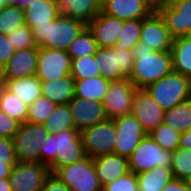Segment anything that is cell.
Instances as JSON below:
<instances>
[{"label": "cell", "mask_w": 191, "mask_h": 191, "mask_svg": "<svg viewBox=\"0 0 191 191\" xmlns=\"http://www.w3.org/2000/svg\"><path fill=\"white\" fill-rule=\"evenodd\" d=\"M134 64L127 77L138 89H145L173 72L170 51H155L150 45L139 41L132 50Z\"/></svg>", "instance_id": "cell-1"}, {"label": "cell", "mask_w": 191, "mask_h": 191, "mask_svg": "<svg viewBox=\"0 0 191 191\" xmlns=\"http://www.w3.org/2000/svg\"><path fill=\"white\" fill-rule=\"evenodd\" d=\"M80 132L70 128L56 134H49L40 148V163L46 164L50 172L75 163L86 157Z\"/></svg>", "instance_id": "cell-2"}, {"label": "cell", "mask_w": 191, "mask_h": 191, "mask_svg": "<svg viewBox=\"0 0 191 191\" xmlns=\"http://www.w3.org/2000/svg\"><path fill=\"white\" fill-rule=\"evenodd\" d=\"M87 27L77 19L58 15L50 24L36 25L32 29L36 45L67 51L75 38Z\"/></svg>", "instance_id": "cell-3"}, {"label": "cell", "mask_w": 191, "mask_h": 191, "mask_svg": "<svg viewBox=\"0 0 191 191\" xmlns=\"http://www.w3.org/2000/svg\"><path fill=\"white\" fill-rule=\"evenodd\" d=\"M165 111L191 98V78L172 72L145 88Z\"/></svg>", "instance_id": "cell-4"}, {"label": "cell", "mask_w": 191, "mask_h": 191, "mask_svg": "<svg viewBox=\"0 0 191 191\" xmlns=\"http://www.w3.org/2000/svg\"><path fill=\"white\" fill-rule=\"evenodd\" d=\"M54 173L71 191H103L93 159L89 156L75 163L64 165Z\"/></svg>", "instance_id": "cell-5"}, {"label": "cell", "mask_w": 191, "mask_h": 191, "mask_svg": "<svg viewBox=\"0 0 191 191\" xmlns=\"http://www.w3.org/2000/svg\"><path fill=\"white\" fill-rule=\"evenodd\" d=\"M95 62L100 68L101 75L110 81H119L127 78L134 64L132 50L118 47H98Z\"/></svg>", "instance_id": "cell-6"}, {"label": "cell", "mask_w": 191, "mask_h": 191, "mask_svg": "<svg viewBox=\"0 0 191 191\" xmlns=\"http://www.w3.org/2000/svg\"><path fill=\"white\" fill-rule=\"evenodd\" d=\"M48 131L43 124L24 122L13 137L18 162H40V148Z\"/></svg>", "instance_id": "cell-7"}, {"label": "cell", "mask_w": 191, "mask_h": 191, "mask_svg": "<svg viewBox=\"0 0 191 191\" xmlns=\"http://www.w3.org/2000/svg\"><path fill=\"white\" fill-rule=\"evenodd\" d=\"M129 170L135 174L153 170L156 166L170 167L172 152L162 149L148 134L128 158Z\"/></svg>", "instance_id": "cell-8"}, {"label": "cell", "mask_w": 191, "mask_h": 191, "mask_svg": "<svg viewBox=\"0 0 191 191\" xmlns=\"http://www.w3.org/2000/svg\"><path fill=\"white\" fill-rule=\"evenodd\" d=\"M86 155L92 159L113 153L116 128L113 119H106L80 132Z\"/></svg>", "instance_id": "cell-9"}, {"label": "cell", "mask_w": 191, "mask_h": 191, "mask_svg": "<svg viewBox=\"0 0 191 191\" xmlns=\"http://www.w3.org/2000/svg\"><path fill=\"white\" fill-rule=\"evenodd\" d=\"M138 88L128 79L111 81L102 102L106 116L114 119L132 113V106Z\"/></svg>", "instance_id": "cell-10"}, {"label": "cell", "mask_w": 191, "mask_h": 191, "mask_svg": "<svg viewBox=\"0 0 191 191\" xmlns=\"http://www.w3.org/2000/svg\"><path fill=\"white\" fill-rule=\"evenodd\" d=\"M113 122L116 128L113 153L128 159L147 133L132 113L116 117Z\"/></svg>", "instance_id": "cell-11"}, {"label": "cell", "mask_w": 191, "mask_h": 191, "mask_svg": "<svg viewBox=\"0 0 191 191\" xmlns=\"http://www.w3.org/2000/svg\"><path fill=\"white\" fill-rule=\"evenodd\" d=\"M71 57L65 50L38 47L36 76L51 81L71 75Z\"/></svg>", "instance_id": "cell-12"}, {"label": "cell", "mask_w": 191, "mask_h": 191, "mask_svg": "<svg viewBox=\"0 0 191 191\" xmlns=\"http://www.w3.org/2000/svg\"><path fill=\"white\" fill-rule=\"evenodd\" d=\"M49 167L40 162H17L8 177L13 191H40Z\"/></svg>", "instance_id": "cell-13"}, {"label": "cell", "mask_w": 191, "mask_h": 191, "mask_svg": "<svg viewBox=\"0 0 191 191\" xmlns=\"http://www.w3.org/2000/svg\"><path fill=\"white\" fill-rule=\"evenodd\" d=\"M173 38L191 32V0H176L158 10Z\"/></svg>", "instance_id": "cell-14"}, {"label": "cell", "mask_w": 191, "mask_h": 191, "mask_svg": "<svg viewBox=\"0 0 191 191\" xmlns=\"http://www.w3.org/2000/svg\"><path fill=\"white\" fill-rule=\"evenodd\" d=\"M140 41L150 45L155 51H170L173 37L158 11H153L142 19Z\"/></svg>", "instance_id": "cell-15"}, {"label": "cell", "mask_w": 191, "mask_h": 191, "mask_svg": "<svg viewBox=\"0 0 191 191\" xmlns=\"http://www.w3.org/2000/svg\"><path fill=\"white\" fill-rule=\"evenodd\" d=\"M164 110L145 89H138L132 106V114L148 134L163 123Z\"/></svg>", "instance_id": "cell-16"}, {"label": "cell", "mask_w": 191, "mask_h": 191, "mask_svg": "<svg viewBox=\"0 0 191 191\" xmlns=\"http://www.w3.org/2000/svg\"><path fill=\"white\" fill-rule=\"evenodd\" d=\"M68 104L72 113L74 128L79 132L108 119L101 102L74 97Z\"/></svg>", "instance_id": "cell-17"}, {"label": "cell", "mask_w": 191, "mask_h": 191, "mask_svg": "<svg viewBox=\"0 0 191 191\" xmlns=\"http://www.w3.org/2000/svg\"><path fill=\"white\" fill-rule=\"evenodd\" d=\"M38 47L15 50L2 68L3 82L7 79L27 77L36 74Z\"/></svg>", "instance_id": "cell-18"}, {"label": "cell", "mask_w": 191, "mask_h": 191, "mask_svg": "<svg viewBox=\"0 0 191 191\" xmlns=\"http://www.w3.org/2000/svg\"><path fill=\"white\" fill-rule=\"evenodd\" d=\"M123 25V20L100 11L87 26L93 32L98 47L113 48L116 46Z\"/></svg>", "instance_id": "cell-19"}, {"label": "cell", "mask_w": 191, "mask_h": 191, "mask_svg": "<svg viewBox=\"0 0 191 191\" xmlns=\"http://www.w3.org/2000/svg\"><path fill=\"white\" fill-rule=\"evenodd\" d=\"M154 10L143 0H106L101 7L105 15L119 18L123 21L143 19Z\"/></svg>", "instance_id": "cell-20"}, {"label": "cell", "mask_w": 191, "mask_h": 191, "mask_svg": "<svg viewBox=\"0 0 191 191\" xmlns=\"http://www.w3.org/2000/svg\"><path fill=\"white\" fill-rule=\"evenodd\" d=\"M93 164L102 186L130 172L128 159L114 153L94 158Z\"/></svg>", "instance_id": "cell-21"}, {"label": "cell", "mask_w": 191, "mask_h": 191, "mask_svg": "<svg viewBox=\"0 0 191 191\" xmlns=\"http://www.w3.org/2000/svg\"><path fill=\"white\" fill-rule=\"evenodd\" d=\"M59 15L84 22L86 25L101 11L94 0H56Z\"/></svg>", "instance_id": "cell-22"}, {"label": "cell", "mask_w": 191, "mask_h": 191, "mask_svg": "<svg viewBox=\"0 0 191 191\" xmlns=\"http://www.w3.org/2000/svg\"><path fill=\"white\" fill-rule=\"evenodd\" d=\"M23 9L25 24L31 29L36 25L50 24L59 15L56 0H33Z\"/></svg>", "instance_id": "cell-23"}, {"label": "cell", "mask_w": 191, "mask_h": 191, "mask_svg": "<svg viewBox=\"0 0 191 191\" xmlns=\"http://www.w3.org/2000/svg\"><path fill=\"white\" fill-rule=\"evenodd\" d=\"M3 85L28 106L42 95V81L36 75L7 79Z\"/></svg>", "instance_id": "cell-24"}, {"label": "cell", "mask_w": 191, "mask_h": 191, "mask_svg": "<svg viewBox=\"0 0 191 191\" xmlns=\"http://www.w3.org/2000/svg\"><path fill=\"white\" fill-rule=\"evenodd\" d=\"M75 80L69 76L51 81H42V95L49 98L55 104H67L74 97Z\"/></svg>", "instance_id": "cell-25"}, {"label": "cell", "mask_w": 191, "mask_h": 191, "mask_svg": "<svg viewBox=\"0 0 191 191\" xmlns=\"http://www.w3.org/2000/svg\"><path fill=\"white\" fill-rule=\"evenodd\" d=\"M110 82V80L105 79L102 75L75 80V97L102 103L107 94Z\"/></svg>", "instance_id": "cell-26"}, {"label": "cell", "mask_w": 191, "mask_h": 191, "mask_svg": "<svg viewBox=\"0 0 191 191\" xmlns=\"http://www.w3.org/2000/svg\"><path fill=\"white\" fill-rule=\"evenodd\" d=\"M136 175L139 191H162L174 179L172 169L164 166H156Z\"/></svg>", "instance_id": "cell-27"}, {"label": "cell", "mask_w": 191, "mask_h": 191, "mask_svg": "<svg viewBox=\"0 0 191 191\" xmlns=\"http://www.w3.org/2000/svg\"><path fill=\"white\" fill-rule=\"evenodd\" d=\"M170 52L173 71L191 78V40L186 36L173 38Z\"/></svg>", "instance_id": "cell-28"}, {"label": "cell", "mask_w": 191, "mask_h": 191, "mask_svg": "<svg viewBox=\"0 0 191 191\" xmlns=\"http://www.w3.org/2000/svg\"><path fill=\"white\" fill-rule=\"evenodd\" d=\"M28 105L10 92L3 84L0 85V110L20 124L26 122Z\"/></svg>", "instance_id": "cell-29"}, {"label": "cell", "mask_w": 191, "mask_h": 191, "mask_svg": "<svg viewBox=\"0 0 191 191\" xmlns=\"http://www.w3.org/2000/svg\"><path fill=\"white\" fill-rule=\"evenodd\" d=\"M163 124L170 126L179 132L191 129V99L165 110L163 113Z\"/></svg>", "instance_id": "cell-30"}, {"label": "cell", "mask_w": 191, "mask_h": 191, "mask_svg": "<svg viewBox=\"0 0 191 191\" xmlns=\"http://www.w3.org/2000/svg\"><path fill=\"white\" fill-rule=\"evenodd\" d=\"M43 125L49 134H56L74 128V121L69 104L56 105L54 111L48 119L44 121Z\"/></svg>", "instance_id": "cell-31"}, {"label": "cell", "mask_w": 191, "mask_h": 191, "mask_svg": "<svg viewBox=\"0 0 191 191\" xmlns=\"http://www.w3.org/2000/svg\"><path fill=\"white\" fill-rule=\"evenodd\" d=\"M98 49L93 32L88 26L70 44L67 52L72 59L94 55Z\"/></svg>", "instance_id": "cell-32"}, {"label": "cell", "mask_w": 191, "mask_h": 191, "mask_svg": "<svg viewBox=\"0 0 191 191\" xmlns=\"http://www.w3.org/2000/svg\"><path fill=\"white\" fill-rule=\"evenodd\" d=\"M25 25L24 9L9 3L0 9V34L8 35Z\"/></svg>", "instance_id": "cell-33"}, {"label": "cell", "mask_w": 191, "mask_h": 191, "mask_svg": "<svg viewBox=\"0 0 191 191\" xmlns=\"http://www.w3.org/2000/svg\"><path fill=\"white\" fill-rule=\"evenodd\" d=\"M148 135L164 150L173 152L179 148L181 132L168 125L162 123Z\"/></svg>", "instance_id": "cell-34"}, {"label": "cell", "mask_w": 191, "mask_h": 191, "mask_svg": "<svg viewBox=\"0 0 191 191\" xmlns=\"http://www.w3.org/2000/svg\"><path fill=\"white\" fill-rule=\"evenodd\" d=\"M142 19L124 21L120 35L117 38L116 47L126 50H133L140 41Z\"/></svg>", "instance_id": "cell-35"}, {"label": "cell", "mask_w": 191, "mask_h": 191, "mask_svg": "<svg viewBox=\"0 0 191 191\" xmlns=\"http://www.w3.org/2000/svg\"><path fill=\"white\" fill-rule=\"evenodd\" d=\"M101 75L100 68L95 62V56H83L72 59L71 77L74 80H82L85 78H93Z\"/></svg>", "instance_id": "cell-36"}, {"label": "cell", "mask_w": 191, "mask_h": 191, "mask_svg": "<svg viewBox=\"0 0 191 191\" xmlns=\"http://www.w3.org/2000/svg\"><path fill=\"white\" fill-rule=\"evenodd\" d=\"M57 104L41 95L29 107L26 122L43 124L54 111Z\"/></svg>", "instance_id": "cell-37"}, {"label": "cell", "mask_w": 191, "mask_h": 191, "mask_svg": "<svg viewBox=\"0 0 191 191\" xmlns=\"http://www.w3.org/2000/svg\"><path fill=\"white\" fill-rule=\"evenodd\" d=\"M170 168L174 179L185 180L191 176V150L180 147L174 150Z\"/></svg>", "instance_id": "cell-38"}, {"label": "cell", "mask_w": 191, "mask_h": 191, "mask_svg": "<svg viewBox=\"0 0 191 191\" xmlns=\"http://www.w3.org/2000/svg\"><path fill=\"white\" fill-rule=\"evenodd\" d=\"M16 50L38 47L33 39L32 29L28 25H22L7 35Z\"/></svg>", "instance_id": "cell-39"}, {"label": "cell", "mask_w": 191, "mask_h": 191, "mask_svg": "<svg viewBox=\"0 0 191 191\" xmlns=\"http://www.w3.org/2000/svg\"><path fill=\"white\" fill-rule=\"evenodd\" d=\"M103 191H139L137 175L129 172L103 186Z\"/></svg>", "instance_id": "cell-40"}, {"label": "cell", "mask_w": 191, "mask_h": 191, "mask_svg": "<svg viewBox=\"0 0 191 191\" xmlns=\"http://www.w3.org/2000/svg\"><path fill=\"white\" fill-rule=\"evenodd\" d=\"M20 123L0 110V137L12 138L17 133Z\"/></svg>", "instance_id": "cell-41"}, {"label": "cell", "mask_w": 191, "mask_h": 191, "mask_svg": "<svg viewBox=\"0 0 191 191\" xmlns=\"http://www.w3.org/2000/svg\"><path fill=\"white\" fill-rule=\"evenodd\" d=\"M0 161H18L12 138L0 137Z\"/></svg>", "instance_id": "cell-42"}, {"label": "cell", "mask_w": 191, "mask_h": 191, "mask_svg": "<svg viewBox=\"0 0 191 191\" xmlns=\"http://www.w3.org/2000/svg\"><path fill=\"white\" fill-rule=\"evenodd\" d=\"M40 191H71L70 188L63 183L55 173L50 172L42 185Z\"/></svg>", "instance_id": "cell-43"}, {"label": "cell", "mask_w": 191, "mask_h": 191, "mask_svg": "<svg viewBox=\"0 0 191 191\" xmlns=\"http://www.w3.org/2000/svg\"><path fill=\"white\" fill-rule=\"evenodd\" d=\"M15 50L14 45L8 39L7 35L0 34V68L4 67Z\"/></svg>", "instance_id": "cell-44"}, {"label": "cell", "mask_w": 191, "mask_h": 191, "mask_svg": "<svg viewBox=\"0 0 191 191\" xmlns=\"http://www.w3.org/2000/svg\"><path fill=\"white\" fill-rule=\"evenodd\" d=\"M162 191H191L185 180L173 179Z\"/></svg>", "instance_id": "cell-45"}, {"label": "cell", "mask_w": 191, "mask_h": 191, "mask_svg": "<svg viewBox=\"0 0 191 191\" xmlns=\"http://www.w3.org/2000/svg\"><path fill=\"white\" fill-rule=\"evenodd\" d=\"M18 161H0V179L8 178L11 172L12 167Z\"/></svg>", "instance_id": "cell-46"}, {"label": "cell", "mask_w": 191, "mask_h": 191, "mask_svg": "<svg viewBox=\"0 0 191 191\" xmlns=\"http://www.w3.org/2000/svg\"><path fill=\"white\" fill-rule=\"evenodd\" d=\"M179 147L191 150V129L181 133Z\"/></svg>", "instance_id": "cell-47"}, {"label": "cell", "mask_w": 191, "mask_h": 191, "mask_svg": "<svg viewBox=\"0 0 191 191\" xmlns=\"http://www.w3.org/2000/svg\"><path fill=\"white\" fill-rule=\"evenodd\" d=\"M145 1L154 11H157L160 7L166 4V0H143Z\"/></svg>", "instance_id": "cell-48"}, {"label": "cell", "mask_w": 191, "mask_h": 191, "mask_svg": "<svg viewBox=\"0 0 191 191\" xmlns=\"http://www.w3.org/2000/svg\"><path fill=\"white\" fill-rule=\"evenodd\" d=\"M0 191H13L8 178L0 179Z\"/></svg>", "instance_id": "cell-49"}, {"label": "cell", "mask_w": 191, "mask_h": 191, "mask_svg": "<svg viewBox=\"0 0 191 191\" xmlns=\"http://www.w3.org/2000/svg\"><path fill=\"white\" fill-rule=\"evenodd\" d=\"M33 0H9V3L17 6H21L22 8L30 4Z\"/></svg>", "instance_id": "cell-50"}, {"label": "cell", "mask_w": 191, "mask_h": 191, "mask_svg": "<svg viewBox=\"0 0 191 191\" xmlns=\"http://www.w3.org/2000/svg\"><path fill=\"white\" fill-rule=\"evenodd\" d=\"M9 4V0H0V9Z\"/></svg>", "instance_id": "cell-51"}, {"label": "cell", "mask_w": 191, "mask_h": 191, "mask_svg": "<svg viewBox=\"0 0 191 191\" xmlns=\"http://www.w3.org/2000/svg\"><path fill=\"white\" fill-rule=\"evenodd\" d=\"M96 3H97V5L101 8L104 4H105V2H106V0H94Z\"/></svg>", "instance_id": "cell-52"}, {"label": "cell", "mask_w": 191, "mask_h": 191, "mask_svg": "<svg viewBox=\"0 0 191 191\" xmlns=\"http://www.w3.org/2000/svg\"><path fill=\"white\" fill-rule=\"evenodd\" d=\"M185 182L187 183L188 187L191 189V176L185 179Z\"/></svg>", "instance_id": "cell-53"}, {"label": "cell", "mask_w": 191, "mask_h": 191, "mask_svg": "<svg viewBox=\"0 0 191 191\" xmlns=\"http://www.w3.org/2000/svg\"><path fill=\"white\" fill-rule=\"evenodd\" d=\"M3 84L2 68H0V85Z\"/></svg>", "instance_id": "cell-54"}, {"label": "cell", "mask_w": 191, "mask_h": 191, "mask_svg": "<svg viewBox=\"0 0 191 191\" xmlns=\"http://www.w3.org/2000/svg\"><path fill=\"white\" fill-rule=\"evenodd\" d=\"M176 0H166V4H170L171 2H174Z\"/></svg>", "instance_id": "cell-55"}, {"label": "cell", "mask_w": 191, "mask_h": 191, "mask_svg": "<svg viewBox=\"0 0 191 191\" xmlns=\"http://www.w3.org/2000/svg\"><path fill=\"white\" fill-rule=\"evenodd\" d=\"M186 37L191 40V32H189Z\"/></svg>", "instance_id": "cell-56"}]
</instances>
